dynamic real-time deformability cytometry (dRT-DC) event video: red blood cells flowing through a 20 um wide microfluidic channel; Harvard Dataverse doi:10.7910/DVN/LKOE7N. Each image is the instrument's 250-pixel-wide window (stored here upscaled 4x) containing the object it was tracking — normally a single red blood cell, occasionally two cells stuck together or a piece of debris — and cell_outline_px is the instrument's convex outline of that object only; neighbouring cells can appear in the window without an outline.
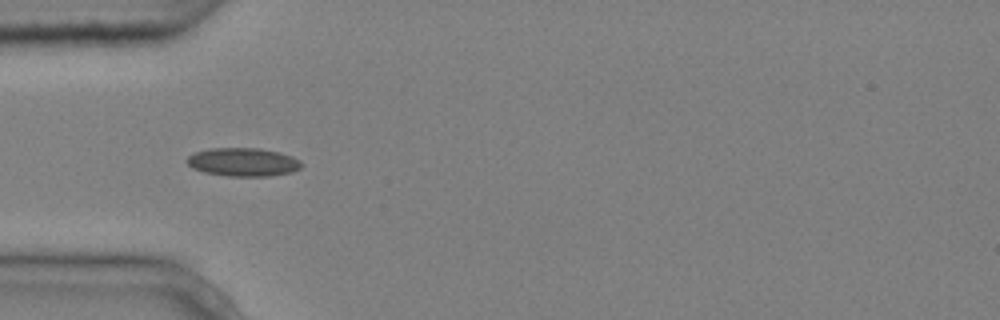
{"species": "common noctule bat (a hibernating species)", "species_latin": "Nyctalus noctula", "temperature_condition": "cold", "stored_images_in_passage": 6, "camera_frame_rate_fps": 3000, "um_per_image_px": 0.085, "animal": {"sex": "male", "body_mass_g": 20.4}, "frame": {"image": 1, "passage_image": 5, "time_ms": 1.333, "image_size_px": [1000, 320], "cell_outline_px": [[304, 164], [300, 168], [292, 172], [272, 176], [228, 176], [204, 172], [192, 168], [184, 160], [192, 152], [208, 148], [260, 148], [280, 152], [292, 156], [300, 160]], "centroid_in_image_um": [20.65, 13.77], "position_along_channel_um": 64.3, "area_um2": 19.31}}